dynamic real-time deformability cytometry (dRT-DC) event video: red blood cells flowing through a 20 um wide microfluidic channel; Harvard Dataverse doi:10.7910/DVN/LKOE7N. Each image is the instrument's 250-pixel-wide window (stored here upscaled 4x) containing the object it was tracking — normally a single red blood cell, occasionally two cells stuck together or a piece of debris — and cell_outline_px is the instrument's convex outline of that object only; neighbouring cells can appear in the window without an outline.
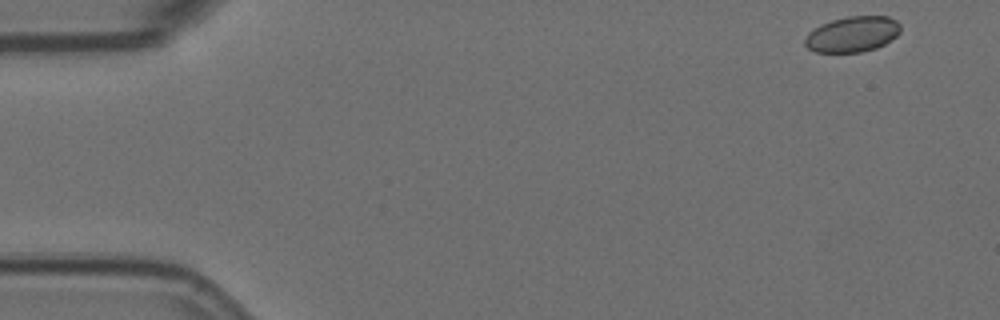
{"species": "Egyptian fruit bat (a non-hibernating species)", "species_latin": "Rousettus aegyptiacus", "temperature_condition": "room temperature", "stored_images_in_passage": 6, "camera_frame_rate_fps": 3000, "um_per_image_px": 0.085, "animal": {"sex": "female"}, "frame": {"image": 1, "passage_image": 1, "time_ms": 0.0, "image_size_px": [1000, 320], "cell_outline_px": [[900, 32], [896, 36], [884, 44], [876, 48], [860, 52], [816, 52], [808, 48], [804, 44], [804, 40], [808, 32], [832, 20], [848, 16], [888, 16], [896, 20], [900, 24]], "centroid_in_image_um": [72.47, 2.91], "position_along_channel_um": 12.5, "area_um2": 19.71}}
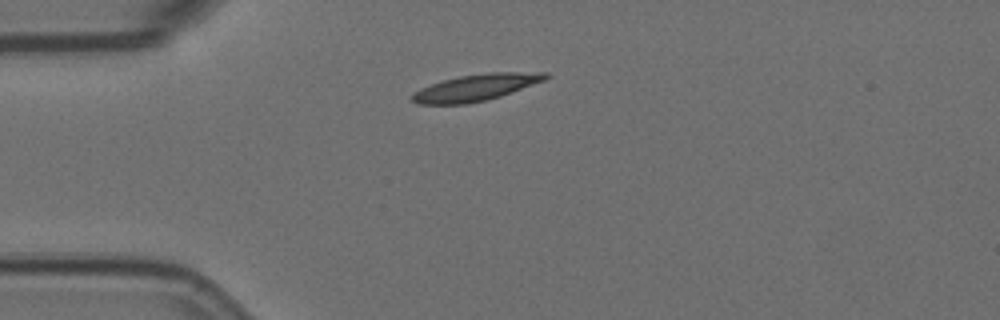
{"frame": {"image": 2, "passage_image": 6, "time_ms": 1.667, "image_size_px": [1000, 320], "cell_outline_px": [[548, 76], [544, 80], [500, 96], [468, 104], [420, 104], [412, 100], [408, 96], [420, 88], [444, 80], [460, 76], [488, 72], [548, 72]], "centroid_in_image_um": [40.41, 7.44], "position_along_channel_um": 44.6, "area_um2": 20.4}}